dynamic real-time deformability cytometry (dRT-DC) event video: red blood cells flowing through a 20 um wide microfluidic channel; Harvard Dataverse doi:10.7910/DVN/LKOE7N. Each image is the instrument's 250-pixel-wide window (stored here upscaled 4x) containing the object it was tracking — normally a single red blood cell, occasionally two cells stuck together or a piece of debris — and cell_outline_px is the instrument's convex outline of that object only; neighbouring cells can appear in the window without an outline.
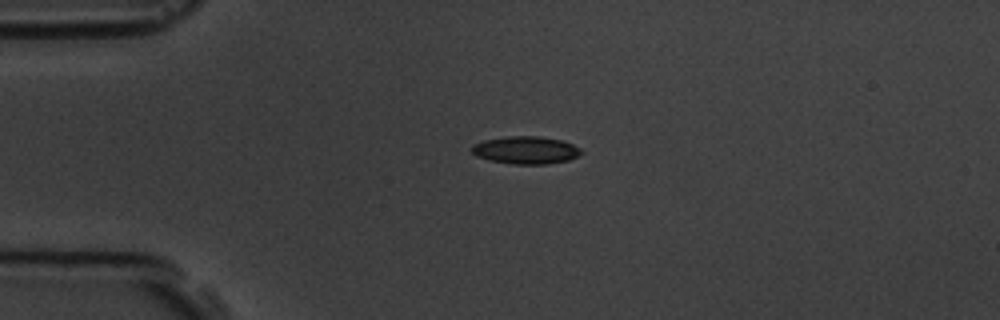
{"species": "common noctule bat (a hibernating species)", "species_latin": "Nyctalus noctula", "temperature_condition": "room temperature", "stored_images_in_passage": 2, "camera_frame_rate_fps": 3000, "um_per_image_px": 0.085, "animal": {"sex": "male", "body_mass_g": 19.5, "forearm_length_mm": 54.6}, "frame": {"image": 1, "passage_image": 1, "time_ms": 0.0, "image_size_px": [1000, 320], "cell_outline_px": [[584, 152], [568, 160], [548, 164], [512, 164], [488, 160], [476, 156], [472, 152], [472, 144], [484, 140], [508, 136], [540, 136], [564, 140], [580, 148]], "centroid_in_image_um": [44.69, 12.75], "position_along_channel_um": 40.3, "area_um2": 17.74}}